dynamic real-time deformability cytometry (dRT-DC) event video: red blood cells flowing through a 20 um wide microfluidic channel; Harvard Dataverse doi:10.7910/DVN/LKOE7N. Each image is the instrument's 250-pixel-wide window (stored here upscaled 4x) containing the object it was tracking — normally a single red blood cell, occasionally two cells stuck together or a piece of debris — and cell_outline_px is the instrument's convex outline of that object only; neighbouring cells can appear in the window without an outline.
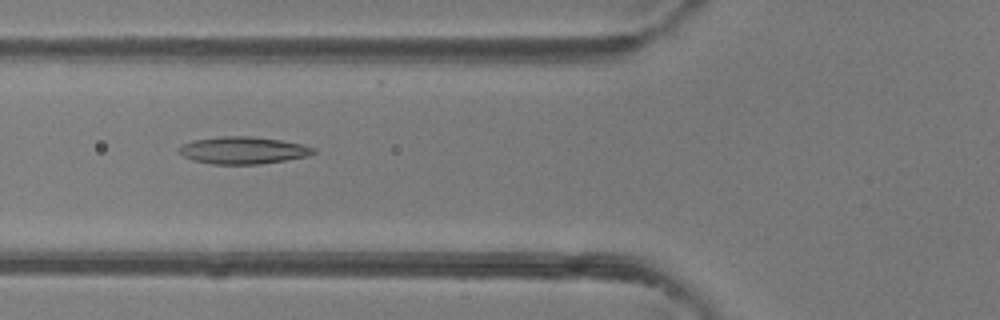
{"species": "common noctule bat (a hibernating species)", "species_latin": "Nyctalus noctula", "temperature_condition": "room temperature", "stored_images_in_passage": 48, "camera_frame_rate_fps": 3000, "um_per_image_px": 0.085, "animal": {"sex": "female"}, "frame": {"image": 1, "passage_image": 18, "time_ms": 5.667, "image_size_px": [1000, 320], "cell_outline_px": [[316, 152], [308, 156], [260, 164], [212, 164], [192, 160], [184, 156], [176, 148], [192, 140], [220, 136], [252, 136], [280, 140], [304, 144], [316, 148]], "centroid_in_image_um": [20.67, 12.77], "position_along_channel_um": 105.1, "area_um2": 21.39}}
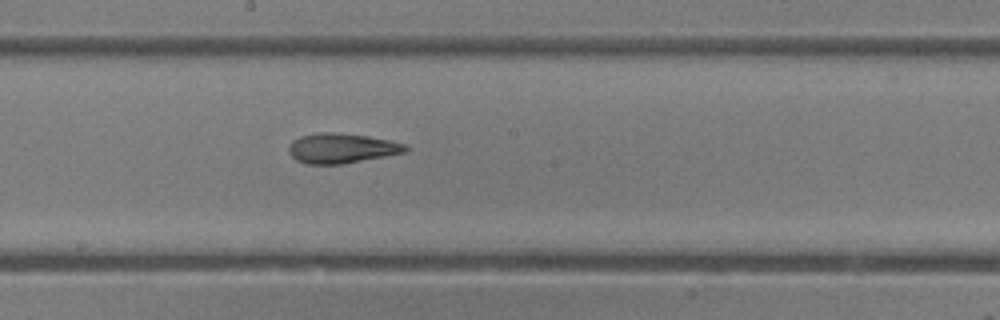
{"frame": {"image": 2, "passage_image": 26, "time_ms": 8.333, "image_size_px": [1000, 320], "cell_outline_px": [[408, 148], [404, 152], [384, 156], [340, 164], [304, 164], [296, 160], [288, 152], [288, 148], [292, 140], [300, 136], [320, 132], [332, 132], [368, 136], [388, 140], [404, 144]], "centroid_in_image_um": [28.96, 12.6], "position_along_channel_um": 219.2, "area_um2": 20.11}}
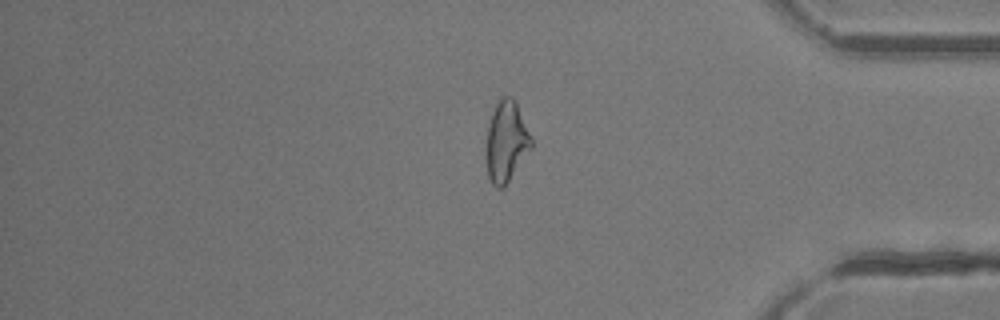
{"frame": {"image": 3, "passage_image": 40, "time_ms": 13.0, "image_size_px": [1000, 320], "cell_outline_px": [[532, 148], [504, 188], [496, 188], [492, 184], [488, 176], [484, 156], [484, 152], [488, 124], [492, 112], [496, 104], [504, 96], [512, 96], [532, 136]], "centroid_in_image_um": [43.0, 12.08], "position_along_channel_um": 392.2, "area_um2": 21.62}, "authors_computed_cell_mechanics": {"area_um2": 21.7906, "velocity_mm_per_s": 4.256, "shape_relaxation_time_tau1_ms": 10.6956, "shape_relaxation_time_tau2_ms": 2.3112, "deformation_change_tau1": 0.2543, "deformation_change_tau2": 0.1109}}